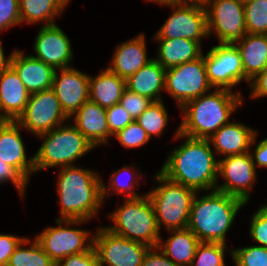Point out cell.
I'll use <instances>...</instances> for the list:
<instances>
[{
  "label": "cell",
  "instance_id": "obj_1",
  "mask_svg": "<svg viewBox=\"0 0 267 266\" xmlns=\"http://www.w3.org/2000/svg\"><path fill=\"white\" fill-rule=\"evenodd\" d=\"M185 137V142L166 159L160 173L168 180L187 186L198 193L201 190H216L219 160L216 161L208 139L192 138L179 133L175 137Z\"/></svg>",
  "mask_w": 267,
  "mask_h": 266
},
{
  "label": "cell",
  "instance_id": "obj_2",
  "mask_svg": "<svg viewBox=\"0 0 267 266\" xmlns=\"http://www.w3.org/2000/svg\"><path fill=\"white\" fill-rule=\"evenodd\" d=\"M57 186L62 220H89L110 193L97 173L74 165L61 167Z\"/></svg>",
  "mask_w": 267,
  "mask_h": 266
},
{
  "label": "cell",
  "instance_id": "obj_3",
  "mask_svg": "<svg viewBox=\"0 0 267 266\" xmlns=\"http://www.w3.org/2000/svg\"><path fill=\"white\" fill-rule=\"evenodd\" d=\"M218 89L209 94L187 101L179 133L192 138L209 139L223 125L229 123L230 115L242 105L241 92Z\"/></svg>",
  "mask_w": 267,
  "mask_h": 266
},
{
  "label": "cell",
  "instance_id": "obj_4",
  "mask_svg": "<svg viewBox=\"0 0 267 266\" xmlns=\"http://www.w3.org/2000/svg\"><path fill=\"white\" fill-rule=\"evenodd\" d=\"M246 203L234 196L213 190L198 198L197 193L190 209L187 228L200 242L226 244V233L236 214Z\"/></svg>",
  "mask_w": 267,
  "mask_h": 266
},
{
  "label": "cell",
  "instance_id": "obj_5",
  "mask_svg": "<svg viewBox=\"0 0 267 266\" xmlns=\"http://www.w3.org/2000/svg\"><path fill=\"white\" fill-rule=\"evenodd\" d=\"M109 217L114 226L105 228L118 236L149 247H157L162 240L154 206L147 194L140 198H126L125 203Z\"/></svg>",
  "mask_w": 267,
  "mask_h": 266
},
{
  "label": "cell",
  "instance_id": "obj_6",
  "mask_svg": "<svg viewBox=\"0 0 267 266\" xmlns=\"http://www.w3.org/2000/svg\"><path fill=\"white\" fill-rule=\"evenodd\" d=\"M37 136L45 139L33 156L35 172L56 166H71L94 148L73 124H62Z\"/></svg>",
  "mask_w": 267,
  "mask_h": 266
},
{
  "label": "cell",
  "instance_id": "obj_7",
  "mask_svg": "<svg viewBox=\"0 0 267 266\" xmlns=\"http://www.w3.org/2000/svg\"><path fill=\"white\" fill-rule=\"evenodd\" d=\"M154 179L161 185L147 195L153 203L159 230L162 223L168 231L187 228L190 209L197 192L168 180L160 172L156 173Z\"/></svg>",
  "mask_w": 267,
  "mask_h": 266
},
{
  "label": "cell",
  "instance_id": "obj_8",
  "mask_svg": "<svg viewBox=\"0 0 267 266\" xmlns=\"http://www.w3.org/2000/svg\"><path fill=\"white\" fill-rule=\"evenodd\" d=\"M211 88L213 86L207 78L204 55L166 69L164 90L178 102L179 108L187 101L207 94Z\"/></svg>",
  "mask_w": 267,
  "mask_h": 266
},
{
  "label": "cell",
  "instance_id": "obj_9",
  "mask_svg": "<svg viewBox=\"0 0 267 266\" xmlns=\"http://www.w3.org/2000/svg\"><path fill=\"white\" fill-rule=\"evenodd\" d=\"M56 227H47L42 233L35 237V240L42 247L44 252L57 264L67 256L88 251L93 246V236L88 231L77 228H69V225L82 224L88 220H55ZM66 223V226H62ZM88 241L87 245L85 244Z\"/></svg>",
  "mask_w": 267,
  "mask_h": 266
},
{
  "label": "cell",
  "instance_id": "obj_10",
  "mask_svg": "<svg viewBox=\"0 0 267 266\" xmlns=\"http://www.w3.org/2000/svg\"><path fill=\"white\" fill-rule=\"evenodd\" d=\"M99 266H141L149 246L99 227L93 236ZM104 263L106 265H104Z\"/></svg>",
  "mask_w": 267,
  "mask_h": 266
},
{
  "label": "cell",
  "instance_id": "obj_11",
  "mask_svg": "<svg viewBox=\"0 0 267 266\" xmlns=\"http://www.w3.org/2000/svg\"><path fill=\"white\" fill-rule=\"evenodd\" d=\"M205 10L208 35L214 30L220 44H235L245 38V10L239 0H212Z\"/></svg>",
  "mask_w": 267,
  "mask_h": 266
},
{
  "label": "cell",
  "instance_id": "obj_12",
  "mask_svg": "<svg viewBox=\"0 0 267 266\" xmlns=\"http://www.w3.org/2000/svg\"><path fill=\"white\" fill-rule=\"evenodd\" d=\"M67 116L52 89L30 94L29 101L16 122L35 135L64 124Z\"/></svg>",
  "mask_w": 267,
  "mask_h": 266
},
{
  "label": "cell",
  "instance_id": "obj_13",
  "mask_svg": "<svg viewBox=\"0 0 267 266\" xmlns=\"http://www.w3.org/2000/svg\"><path fill=\"white\" fill-rule=\"evenodd\" d=\"M174 8V12L154 36L155 39L185 38L201 44L207 37V14L205 8L183 5L175 1L161 2Z\"/></svg>",
  "mask_w": 267,
  "mask_h": 266
},
{
  "label": "cell",
  "instance_id": "obj_14",
  "mask_svg": "<svg viewBox=\"0 0 267 266\" xmlns=\"http://www.w3.org/2000/svg\"><path fill=\"white\" fill-rule=\"evenodd\" d=\"M209 83L219 89H229L243 79L244 75L241 54L234 44L213 46L204 57Z\"/></svg>",
  "mask_w": 267,
  "mask_h": 266
},
{
  "label": "cell",
  "instance_id": "obj_15",
  "mask_svg": "<svg viewBox=\"0 0 267 266\" xmlns=\"http://www.w3.org/2000/svg\"><path fill=\"white\" fill-rule=\"evenodd\" d=\"M249 152L231 155L219 161L218 176L224 177V184L216 190L237 197L248 203L250 190L256 181V167Z\"/></svg>",
  "mask_w": 267,
  "mask_h": 266
},
{
  "label": "cell",
  "instance_id": "obj_16",
  "mask_svg": "<svg viewBox=\"0 0 267 266\" xmlns=\"http://www.w3.org/2000/svg\"><path fill=\"white\" fill-rule=\"evenodd\" d=\"M55 70L52 90L57 96L61 108L68 119L89 100V77L73 67Z\"/></svg>",
  "mask_w": 267,
  "mask_h": 266
},
{
  "label": "cell",
  "instance_id": "obj_17",
  "mask_svg": "<svg viewBox=\"0 0 267 266\" xmlns=\"http://www.w3.org/2000/svg\"><path fill=\"white\" fill-rule=\"evenodd\" d=\"M34 58L56 69L70 67L73 58L71 43L63 30L56 24L43 25L35 39Z\"/></svg>",
  "mask_w": 267,
  "mask_h": 266
},
{
  "label": "cell",
  "instance_id": "obj_18",
  "mask_svg": "<svg viewBox=\"0 0 267 266\" xmlns=\"http://www.w3.org/2000/svg\"><path fill=\"white\" fill-rule=\"evenodd\" d=\"M20 128L16 121H9L0 128V159L14 168L28 182L30 174L35 172L34 157L27 160Z\"/></svg>",
  "mask_w": 267,
  "mask_h": 266
},
{
  "label": "cell",
  "instance_id": "obj_19",
  "mask_svg": "<svg viewBox=\"0 0 267 266\" xmlns=\"http://www.w3.org/2000/svg\"><path fill=\"white\" fill-rule=\"evenodd\" d=\"M11 67L30 94L52 88L55 69L32 55L25 56L21 50H14Z\"/></svg>",
  "mask_w": 267,
  "mask_h": 266
},
{
  "label": "cell",
  "instance_id": "obj_20",
  "mask_svg": "<svg viewBox=\"0 0 267 266\" xmlns=\"http://www.w3.org/2000/svg\"><path fill=\"white\" fill-rule=\"evenodd\" d=\"M72 117L73 125L94 147L109 143L110 132L105 108L87 100Z\"/></svg>",
  "mask_w": 267,
  "mask_h": 266
},
{
  "label": "cell",
  "instance_id": "obj_21",
  "mask_svg": "<svg viewBox=\"0 0 267 266\" xmlns=\"http://www.w3.org/2000/svg\"><path fill=\"white\" fill-rule=\"evenodd\" d=\"M257 132L244 124L229 122L217 130L208 140L217 153L226 157L246 153L256 141Z\"/></svg>",
  "mask_w": 267,
  "mask_h": 266
},
{
  "label": "cell",
  "instance_id": "obj_22",
  "mask_svg": "<svg viewBox=\"0 0 267 266\" xmlns=\"http://www.w3.org/2000/svg\"><path fill=\"white\" fill-rule=\"evenodd\" d=\"M145 42L144 34H139L134 39L120 43L108 69L124 79L138 72L152 60L147 58Z\"/></svg>",
  "mask_w": 267,
  "mask_h": 266
},
{
  "label": "cell",
  "instance_id": "obj_23",
  "mask_svg": "<svg viewBox=\"0 0 267 266\" xmlns=\"http://www.w3.org/2000/svg\"><path fill=\"white\" fill-rule=\"evenodd\" d=\"M30 93L10 66L0 75V106L10 121H16L23 113Z\"/></svg>",
  "mask_w": 267,
  "mask_h": 266
},
{
  "label": "cell",
  "instance_id": "obj_24",
  "mask_svg": "<svg viewBox=\"0 0 267 266\" xmlns=\"http://www.w3.org/2000/svg\"><path fill=\"white\" fill-rule=\"evenodd\" d=\"M166 69L155 58L138 72L126 79V89L154 101H161V89H165Z\"/></svg>",
  "mask_w": 267,
  "mask_h": 266
},
{
  "label": "cell",
  "instance_id": "obj_25",
  "mask_svg": "<svg viewBox=\"0 0 267 266\" xmlns=\"http://www.w3.org/2000/svg\"><path fill=\"white\" fill-rule=\"evenodd\" d=\"M126 89V79L108 68L96 77H89V100L107 109L118 104Z\"/></svg>",
  "mask_w": 267,
  "mask_h": 266
},
{
  "label": "cell",
  "instance_id": "obj_26",
  "mask_svg": "<svg viewBox=\"0 0 267 266\" xmlns=\"http://www.w3.org/2000/svg\"><path fill=\"white\" fill-rule=\"evenodd\" d=\"M155 40L160 42L158 58L155 60L165 69L196 60L203 55L202 46L197 41L185 38Z\"/></svg>",
  "mask_w": 267,
  "mask_h": 266
},
{
  "label": "cell",
  "instance_id": "obj_27",
  "mask_svg": "<svg viewBox=\"0 0 267 266\" xmlns=\"http://www.w3.org/2000/svg\"><path fill=\"white\" fill-rule=\"evenodd\" d=\"M234 45L241 54L244 75L249 81L267 68V35L247 33Z\"/></svg>",
  "mask_w": 267,
  "mask_h": 266
},
{
  "label": "cell",
  "instance_id": "obj_28",
  "mask_svg": "<svg viewBox=\"0 0 267 266\" xmlns=\"http://www.w3.org/2000/svg\"><path fill=\"white\" fill-rule=\"evenodd\" d=\"M170 232L167 241L160 240L157 247L176 265L191 266L200 241L188 228Z\"/></svg>",
  "mask_w": 267,
  "mask_h": 266
},
{
  "label": "cell",
  "instance_id": "obj_29",
  "mask_svg": "<svg viewBox=\"0 0 267 266\" xmlns=\"http://www.w3.org/2000/svg\"><path fill=\"white\" fill-rule=\"evenodd\" d=\"M70 0H19L21 23L34 24L45 21V26L55 24V16L67 6Z\"/></svg>",
  "mask_w": 267,
  "mask_h": 266
},
{
  "label": "cell",
  "instance_id": "obj_30",
  "mask_svg": "<svg viewBox=\"0 0 267 266\" xmlns=\"http://www.w3.org/2000/svg\"><path fill=\"white\" fill-rule=\"evenodd\" d=\"M30 239L26 238L15 249L10 256L7 266H56V263L44 252L39 243L34 239L29 248L23 245L29 244Z\"/></svg>",
  "mask_w": 267,
  "mask_h": 266
},
{
  "label": "cell",
  "instance_id": "obj_31",
  "mask_svg": "<svg viewBox=\"0 0 267 266\" xmlns=\"http://www.w3.org/2000/svg\"><path fill=\"white\" fill-rule=\"evenodd\" d=\"M136 122L145 130L150 139L152 135L160 136L168 122V114L162 100L152 102L136 119Z\"/></svg>",
  "mask_w": 267,
  "mask_h": 266
},
{
  "label": "cell",
  "instance_id": "obj_32",
  "mask_svg": "<svg viewBox=\"0 0 267 266\" xmlns=\"http://www.w3.org/2000/svg\"><path fill=\"white\" fill-rule=\"evenodd\" d=\"M247 33L267 35V0L244 4Z\"/></svg>",
  "mask_w": 267,
  "mask_h": 266
},
{
  "label": "cell",
  "instance_id": "obj_33",
  "mask_svg": "<svg viewBox=\"0 0 267 266\" xmlns=\"http://www.w3.org/2000/svg\"><path fill=\"white\" fill-rule=\"evenodd\" d=\"M226 249L227 245L223 243L200 242L191 266H225Z\"/></svg>",
  "mask_w": 267,
  "mask_h": 266
},
{
  "label": "cell",
  "instance_id": "obj_34",
  "mask_svg": "<svg viewBox=\"0 0 267 266\" xmlns=\"http://www.w3.org/2000/svg\"><path fill=\"white\" fill-rule=\"evenodd\" d=\"M230 253L236 266H267V247L249 246Z\"/></svg>",
  "mask_w": 267,
  "mask_h": 266
},
{
  "label": "cell",
  "instance_id": "obj_35",
  "mask_svg": "<svg viewBox=\"0 0 267 266\" xmlns=\"http://www.w3.org/2000/svg\"><path fill=\"white\" fill-rule=\"evenodd\" d=\"M114 136L126 148L140 147L150 140L145 130L136 121L128 124Z\"/></svg>",
  "mask_w": 267,
  "mask_h": 266
},
{
  "label": "cell",
  "instance_id": "obj_36",
  "mask_svg": "<svg viewBox=\"0 0 267 266\" xmlns=\"http://www.w3.org/2000/svg\"><path fill=\"white\" fill-rule=\"evenodd\" d=\"M153 101L128 89H125L119 104L134 121L151 105Z\"/></svg>",
  "mask_w": 267,
  "mask_h": 266
},
{
  "label": "cell",
  "instance_id": "obj_37",
  "mask_svg": "<svg viewBox=\"0 0 267 266\" xmlns=\"http://www.w3.org/2000/svg\"><path fill=\"white\" fill-rule=\"evenodd\" d=\"M106 114L110 136L116 135L119 131L134 121L119 103L107 108Z\"/></svg>",
  "mask_w": 267,
  "mask_h": 266
},
{
  "label": "cell",
  "instance_id": "obj_38",
  "mask_svg": "<svg viewBox=\"0 0 267 266\" xmlns=\"http://www.w3.org/2000/svg\"><path fill=\"white\" fill-rule=\"evenodd\" d=\"M249 234L259 246L267 247V204L252 215Z\"/></svg>",
  "mask_w": 267,
  "mask_h": 266
},
{
  "label": "cell",
  "instance_id": "obj_39",
  "mask_svg": "<svg viewBox=\"0 0 267 266\" xmlns=\"http://www.w3.org/2000/svg\"><path fill=\"white\" fill-rule=\"evenodd\" d=\"M21 24L19 0H0V31Z\"/></svg>",
  "mask_w": 267,
  "mask_h": 266
},
{
  "label": "cell",
  "instance_id": "obj_40",
  "mask_svg": "<svg viewBox=\"0 0 267 266\" xmlns=\"http://www.w3.org/2000/svg\"><path fill=\"white\" fill-rule=\"evenodd\" d=\"M121 172L122 173H127V176L129 177V174L130 173H132V175L134 174V175H136L137 173L136 172H130V167H128V166H125V167H123L122 169H119V170H117V171H115L114 173H113V175L110 177V180H109V189H112V188H114V191L113 192H116V194H118V193H124V192H126V191H129L128 192V195H129V197L128 196H126V198H140V197H142V196H140V195H138L135 191H134V187H137V186H135V184H137V182H134V179H132L133 181H131L130 179L128 180L129 182H122L121 180H120V174H121ZM129 173V174H128ZM130 177H132L131 175H130Z\"/></svg>",
  "mask_w": 267,
  "mask_h": 266
},
{
  "label": "cell",
  "instance_id": "obj_41",
  "mask_svg": "<svg viewBox=\"0 0 267 266\" xmlns=\"http://www.w3.org/2000/svg\"><path fill=\"white\" fill-rule=\"evenodd\" d=\"M56 266H99L98 255L92 246L88 251L61 259Z\"/></svg>",
  "mask_w": 267,
  "mask_h": 266
},
{
  "label": "cell",
  "instance_id": "obj_42",
  "mask_svg": "<svg viewBox=\"0 0 267 266\" xmlns=\"http://www.w3.org/2000/svg\"><path fill=\"white\" fill-rule=\"evenodd\" d=\"M25 239L11 234H0V266H7L10 256Z\"/></svg>",
  "mask_w": 267,
  "mask_h": 266
},
{
  "label": "cell",
  "instance_id": "obj_43",
  "mask_svg": "<svg viewBox=\"0 0 267 266\" xmlns=\"http://www.w3.org/2000/svg\"><path fill=\"white\" fill-rule=\"evenodd\" d=\"M8 180L12 181L23 198L28 182L14 168L9 164L3 163L0 159V183H4Z\"/></svg>",
  "mask_w": 267,
  "mask_h": 266
},
{
  "label": "cell",
  "instance_id": "obj_44",
  "mask_svg": "<svg viewBox=\"0 0 267 266\" xmlns=\"http://www.w3.org/2000/svg\"><path fill=\"white\" fill-rule=\"evenodd\" d=\"M154 249L158 251L156 250L154 251ZM141 266H178V265L173 263L158 247H150L143 258Z\"/></svg>",
  "mask_w": 267,
  "mask_h": 266
},
{
  "label": "cell",
  "instance_id": "obj_45",
  "mask_svg": "<svg viewBox=\"0 0 267 266\" xmlns=\"http://www.w3.org/2000/svg\"><path fill=\"white\" fill-rule=\"evenodd\" d=\"M249 83V87L252 89L251 98L267 96V68L257 74Z\"/></svg>",
  "mask_w": 267,
  "mask_h": 266
},
{
  "label": "cell",
  "instance_id": "obj_46",
  "mask_svg": "<svg viewBox=\"0 0 267 266\" xmlns=\"http://www.w3.org/2000/svg\"><path fill=\"white\" fill-rule=\"evenodd\" d=\"M254 155L252 154V159L255 167H265L267 168V138L261 140L255 147Z\"/></svg>",
  "mask_w": 267,
  "mask_h": 266
},
{
  "label": "cell",
  "instance_id": "obj_47",
  "mask_svg": "<svg viewBox=\"0 0 267 266\" xmlns=\"http://www.w3.org/2000/svg\"><path fill=\"white\" fill-rule=\"evenodd\" d=\"M13 56V52L9 57L6 59L4 56L3 48H2V43L0 40V75L11 66V59Z\"/></svg>",
  "mask_w": 267,
  "mask_h": 266
},
{
  "label": "cell",
  "instance_id": "obj_48",
  "mask_svg": "<svg viewBox=\"0 0 267 266\" xmlns=\"http://www.w3.org/2000/svg\"><path fill=\"white\" fill-rule=\"evenodd\" d=\"M173 1L183 4V5L206 8L211 3L212 0H173Z\"/></svg>",
  "mask_w": 267,
  "mask_h": 266
},
{
  "label": "cell",
  "instance_id": "obj_49",
  "mask_svg": "<svg viewBox=\"0 0 267 266\" xmlns=\"http://www.w3.org/2000/svg\"><path fill=\"white\" fill-rule=\"evenodd\" d=\"M10 120L8 117L3 113L1 106H0V128L5 126Z\"/></svg>",
  "mask_w": 267,
  "mask_h": 266
},
{
  "label": "cell",
  "instance_id": "obj_50",
  "mask_svg": "<svg viewBox=\"0 0 267 266\" xmlns=\"http://www.w3.org/2000/svg\"><path fill=\"white\" fill-rule=\"evenodd\" d=\"M147 1L161 3V2H168V1H173V0H147Z\"/></svg>",
  "mask_w": 267,
  "mask_h": 266
},
{
  "label": "cell",
  "instance_id": "obj_51",
  "mask_svg": "<svg viewBox=\"0 0 267 266\" xmlns=\"http://www.w3.org/2000/svg\"><path fill=\"white\" fill-rule=\"evenodd\" d=\"M242 4L253 2L254 0H239Z\"/></svg>",
  "mask_w": 267,
  "mask_h": 266
}]
</instances>
